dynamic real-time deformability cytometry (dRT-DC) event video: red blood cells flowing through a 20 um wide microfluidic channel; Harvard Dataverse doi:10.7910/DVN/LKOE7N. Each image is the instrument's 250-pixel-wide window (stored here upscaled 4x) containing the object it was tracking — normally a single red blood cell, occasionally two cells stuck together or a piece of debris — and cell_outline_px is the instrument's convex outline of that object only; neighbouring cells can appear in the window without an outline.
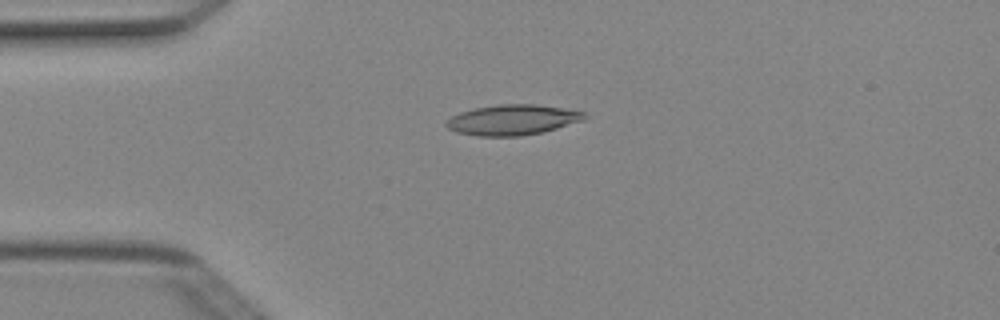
{"species": "Egyptian fruit bat (a non-hibernating species)", "species_latin": "Rousettus aegyptiacus", "temperature_condition": "cold", "stored_images_in_passage": 3, "camera_frame_rate_fps": 3000, "um_per_image_px": 0.085, "animal": {"sex": "female"}, "frame": {"image": 1, "passage_image": 3, "time_ms": 0.667, "image_size_px": [1000, 320], "cell_outline_px": [[588, 116], [584, 120], [544, 132], [520, 136], [476, 136], [456, 132], [448, 128], [444, 124], [452, 116], [460, 112], [472, 108], [496, 104], [536, 104], [564, 108], [584, 112]], "centroid_in_image_um": [43.56, 10.18], "position_along_channel_um": 41.4, "area_um2": 24.68}}